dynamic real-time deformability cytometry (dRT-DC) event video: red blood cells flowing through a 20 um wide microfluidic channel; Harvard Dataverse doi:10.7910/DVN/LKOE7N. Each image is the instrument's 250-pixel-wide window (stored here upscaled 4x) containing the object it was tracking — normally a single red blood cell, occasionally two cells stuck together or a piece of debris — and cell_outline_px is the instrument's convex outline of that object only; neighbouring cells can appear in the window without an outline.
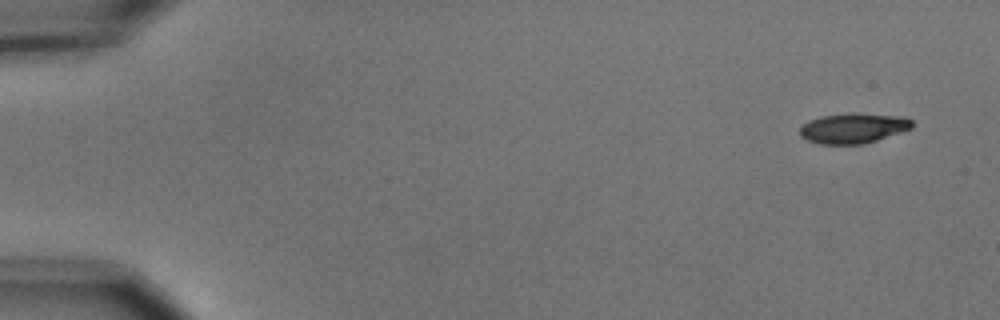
{"species": "common noctule bat (a hibernating species)", "species_latin": "Nyctalus noctula", "temperature_condition": "cold", "stored_images_in_passage": 53, "camera_frame_rate_fps": 3000, "um_per_image_px": 0.085, "animal": {"sex": "male", "body_mass_g": 15.6}, "frame": {"image": 1, "passage_image": 1, "time_ms": 0.0, "image_size_px": [1000, 320], "cell_outline_px": [[912, 128], [876, 140], [860, 144], [820, 144], [808, 140], [800, 136], [800, 128], [804, 124], [820, 116], [904, 116], [912, 120]], "centroid_in_image_um": [72.51, 10.95], "position_along_channel_um": 12.5, "area_um2": 18.44}}
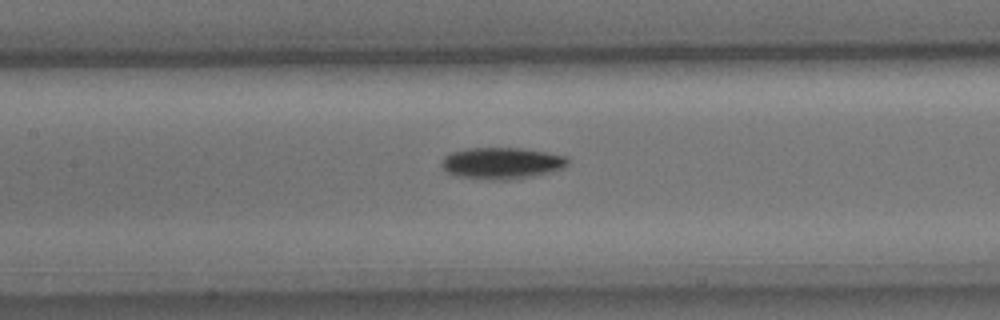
{"frame": {"image": 2, "passage_image": 24, "time_ms": 7.667, "image_size_px": [1000, 320], "cell_outline_px": [[568, 164], [564, 168], [552, 172], [516, 180], [492, 180], [456, 176], [448, 172], [440, 164], [440, 160], [448, 152], [468, 148], [520, 148], [548, 152], [568, 156]], "centroid_in_image_um": [42.66, 13.87], "position_along_channel_um": 164.7, "area_um2": 23.7}}
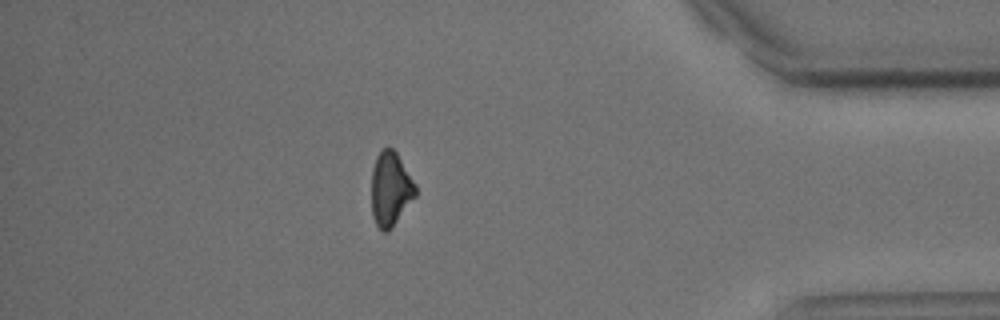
{"frame": {"image": 3, "passage_image": 46, "time_ms": 15.0, "image_size_px": [1000, 320], "cell_outline_px": [[416, 196], [392, 228], [388, 232], [384, 232], [376, 224], [372, 216], [372, 168], [376, 156], [388, 144], [396, 152], [416, 184]], "centroid_in_image_um": [33.2, 16.06], "position_along_channel_um": 402.0, "area_um2": 19.13}, "authors_computed_cell_mechanics": {"area_um2": 20.6924, "velocity_mm_per_s": 3.6947, "shape_relaxation_time_tau1_ms": 2.3581, "shape_relaxation_time_tau2_ms": null, "deformation_change_tau1": 0.111, "deformation_change_tau2": null}}